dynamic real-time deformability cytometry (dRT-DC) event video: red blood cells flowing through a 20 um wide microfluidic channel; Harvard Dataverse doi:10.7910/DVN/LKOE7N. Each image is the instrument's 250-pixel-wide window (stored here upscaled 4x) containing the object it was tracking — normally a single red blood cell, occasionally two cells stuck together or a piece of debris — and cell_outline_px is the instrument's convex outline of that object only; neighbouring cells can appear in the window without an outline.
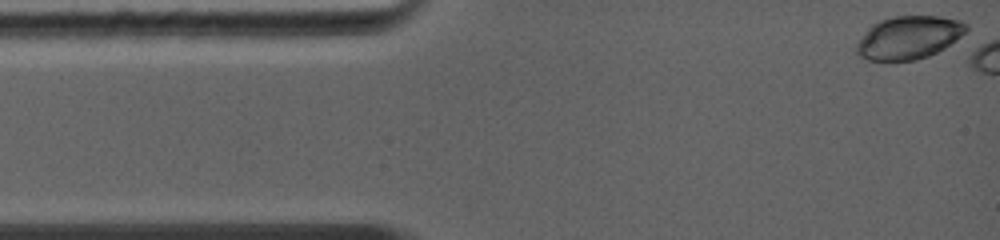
{"species": "common noctule bat (a hibernating species)", "species_latin": "Nyctalus noctula", "temperature_condition": "warm", "stored_images_in_passage": 6, "camera_frame_rate_fps": 5000, "um_per_image_px": 0.085, "animal": {"sex": "female", "body_mass_g": 19.0, "forearm_length_mm": 56.7}, "frame": {"image": 1, "passage_image": 1, "time_ms": 0.0, "image_size_px": [1000, 240], "cell_outline_px": [[968, 28], [964, 40], [928, 56], [916, 60], [868, 60], [860, 56], [856, 52], [856, 44], [868, 28], [872, 24], [880, 20], [892, 16], [940, 16], [960, 20], [968, 24]], "centroid_in_image_um": [77.34, 3.18], "position_along_channel_um": 7.7, "area_um2": 28.09}}